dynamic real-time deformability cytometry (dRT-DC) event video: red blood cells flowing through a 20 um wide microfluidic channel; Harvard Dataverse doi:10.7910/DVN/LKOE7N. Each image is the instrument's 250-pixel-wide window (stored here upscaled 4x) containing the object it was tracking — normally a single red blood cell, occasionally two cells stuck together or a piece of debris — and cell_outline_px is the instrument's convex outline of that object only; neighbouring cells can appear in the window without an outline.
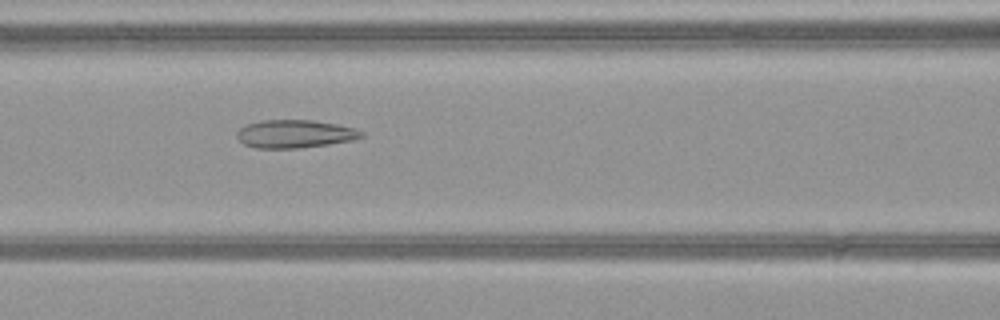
{"species": "common noctule bat (a hibernating species)", "species_latin": "Nyctalus noctula", "temperature_condition": "warm", "stored_images_in_passage": 48, "camera_frame_rate_fps": 3000, "um_per_image_px": 0.085, "animal": {"sex": "female", "body_mass_g": 21.9}, "frame": {"image": 1, "passage_image": 20, "time_ms": 6.333, "image_size_px": [1000, 320], "cell_outline_px": [[364, 136], [352, 140], [328, 144], [296, 148], [256, 148], [244, 144], [236, 136], [236, 132], [240, 128], [248, 124], [260, 120], [312, 120], [336, 124], [356, 128], [364, 132]], "centroid_in_image_um": [25.06, 11.37], "position_along_channel_um": 141.5, "area_um2": 20.29}}
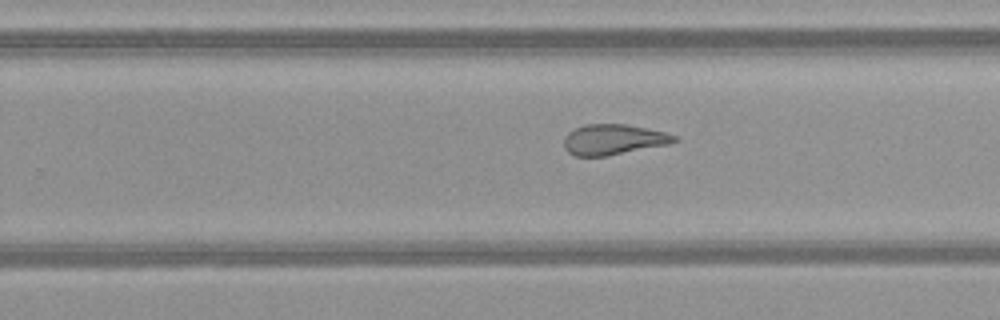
{"frame": {"image": 2, "passage_image": 30, "time_ms": 9.667, "image_size_px": [1000, 320], "cell_outline_px": [[680, 140], [672, 144], [608, 156], [576, 156], [568, 152], [564, 148], [564, 136], [568, 132], [584, 124], [628, 124], [664, 132], [676, 136]], "centroid_in_image_um": [52.17, 11.87], "position_along_channel_um": 277.6, "area_um2": 19.88}}
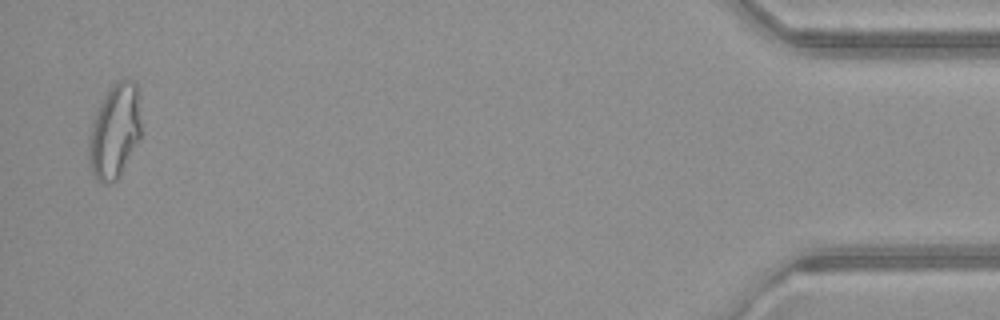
{"frame": {"image": 3, "passage_image": 47, "time_ms": 15.333, "image_size_px": [1000, 320], "cell_outline_px": [[140, 136], [120, 176], [116, 180], [104, 184], [96, 180], [88, 164], [88, 140], [92, 120], [104, 96], [116, 80], [128, 76], [140, 88]], "centroid_in_image_um": [9.75, 11.11], "position_along_channel_um": 425.5, "area_um2": 29.3}, "authors_computed_cell_mechanics": {"area_um2": 24.3916, "velocity_mm_per_s": 4.0993, "shape_relaxation_time_tau1_ms": null, "shape_relaxation_time_tau2_ms": 1.5918, "deformation_change_tau1": null, "deformation_change_tau2": 0.1018}}